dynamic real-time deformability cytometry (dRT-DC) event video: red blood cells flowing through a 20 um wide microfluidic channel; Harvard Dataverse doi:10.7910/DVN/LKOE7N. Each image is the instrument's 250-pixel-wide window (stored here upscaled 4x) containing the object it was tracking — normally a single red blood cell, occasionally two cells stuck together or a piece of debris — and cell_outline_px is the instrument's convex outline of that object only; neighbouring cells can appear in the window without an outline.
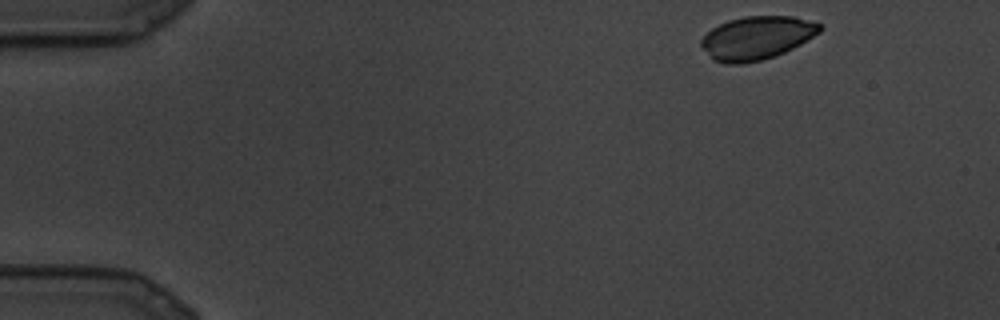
{"species": "common noctule bat (a hibernating species)", "species_latin": "Nyctalus noctula", "temperature_condition": "cold", "stored_images_in_passage": 6, "camera_frame_rate_fps": 3000, "um_per_image_px": 0.085, "animal": {"sex": "male", "body_mass_g": 19.5, "forearm_length_mm": 54.6}, "frame": {"image": 1, "passage_image": 1, "time_ms": 0.0, "image_size_px": [1000, 320], "cell_outline_px": [[824, 28], [820, 32], [800, 44], [784, 52], [760, 60], [744, 64], [724, 64], [712, 60], [700, 44], [700, 40], [712, 28], [728, 20], [744, 16], [792, 16], [820, 24]], "centroid_in_image_um": [64.29, 3.22], "position_along_channel_um": 20.7, "area_um2": 29.77}}